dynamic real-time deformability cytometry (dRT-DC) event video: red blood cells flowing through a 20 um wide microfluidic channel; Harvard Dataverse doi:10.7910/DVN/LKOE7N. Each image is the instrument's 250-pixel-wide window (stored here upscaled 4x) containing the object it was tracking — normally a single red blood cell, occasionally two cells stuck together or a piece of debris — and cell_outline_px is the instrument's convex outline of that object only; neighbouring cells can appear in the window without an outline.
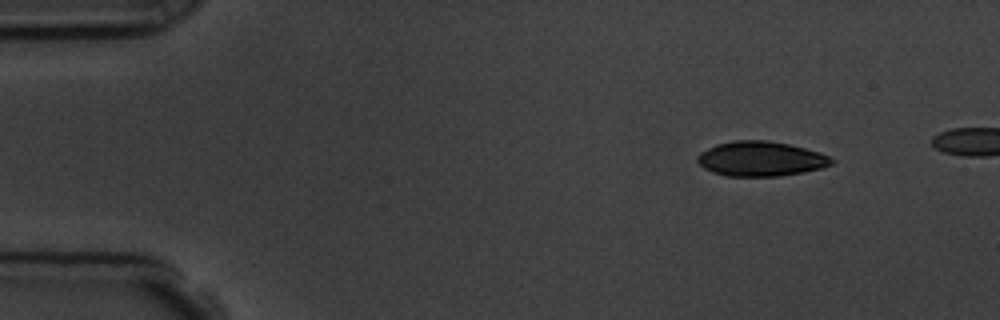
{"species": "common noctule bat (a hibernating species)", "species_latin": "Nyctalus noctula", "temperature_condition": "room temperature", "stored_images_in_passage": 4, "camera_frame_rate_fps": 3000, "um_per_image_px": 0.085, "animal": {"sex": "male", "body_mass_g": 19.5, "forearm_length_mm": 54.6}, "frame": {"image": 1, "passage_image": 1, "time_ms": 0.0, "image_size_px": [1000, 320], "cell_outline_px": [[836, 160], [832, 164], [824, 168], [804, 172], [780, 176], [728, 176], [712, 172], [704, 168], [696, 160], [696, 156], [700, 152], [716, 144], [732, 140], [768, 140], [788, 144], [820, 152]], "centroid_in_image_um": [64.67, 13.5], "position_along_channel_um": 20.3, "area_um2": 27.4}}